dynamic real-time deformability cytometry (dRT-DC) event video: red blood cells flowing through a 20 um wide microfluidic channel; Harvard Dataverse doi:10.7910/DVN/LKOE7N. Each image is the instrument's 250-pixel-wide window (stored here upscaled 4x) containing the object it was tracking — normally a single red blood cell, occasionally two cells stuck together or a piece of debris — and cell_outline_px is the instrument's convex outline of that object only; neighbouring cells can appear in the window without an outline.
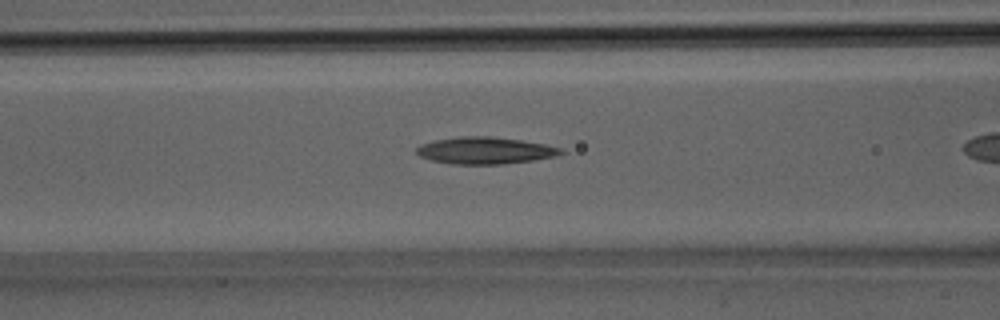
{"species": "Egyptian fruit bat (a non-hibernating species)", "species_latin": "Rousettus aegyptiacus", "temperature_condition": "room temperature", "stored_images_in_passage": 19, "camera_frame_rate_fps": 3000, "um_per_image_px": 0.085, "animal": {"sex": "male"}, "frame": {"image": 1, "passage_image": 6, "time_ms": 1.667, "image_size_px": [1000, 320], "cell_outline_px": [[568, 152], [552, 156], [532, 160], [504, 164], [452, 164], [432, 160], [420, 156], [416, 152], [416, 148], [420, 144], [436, 140], [460, 136], [492, 136], [520, 140], [544, 144], [564, 148]], "centroid_in_image_um": [41.25, 12.79], "position_along_channel_um": 125.4, "area_um2": 22.6}}
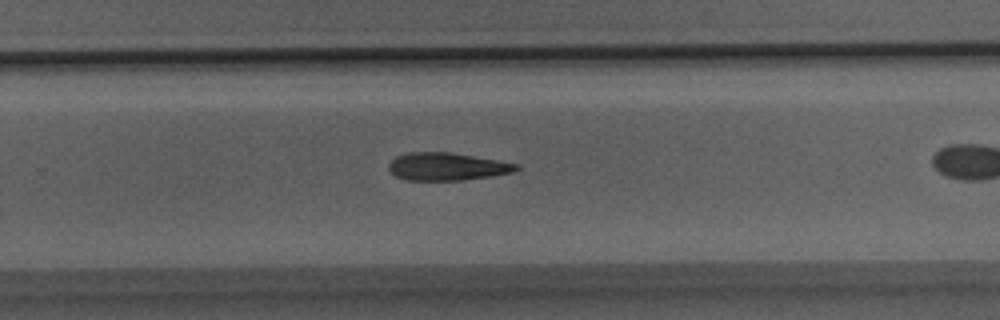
{"frame": {"image": 2, "passage_image": 14, "time_ms": 4.333, "image_size_px": [1000, 320], "cell_outline_px": [[520, 168], [512, 172], [492, 176], [460, 180], [404, 180], [388, 172], [388, 164], [396, 156], [408, 152], [448, 152], [520, 164]], "centroid_in_image_um": [37.95, 14.16], "position_along_channel_um": 291.9, "area_um2": 20.58}}
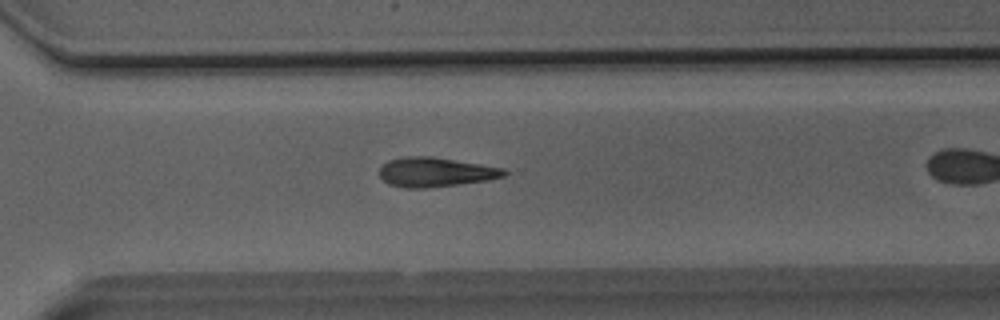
{"frame": {"image": 3, "passage_image": 16, "time_ms": 5.0, "image_size_px": [1000, 320], "cell_outline_px": [[512, 172], [504, 176], [488, 180], [428, 188], [404, 188], [388, 184], [380, 176], [380, 168], [388, 160], [404, 156], [432, 156], [504, 168]], "centroid_in_image_um": [37.04, 14.63], "position_along_channel_um": 333.6, "area_um2": 21.5}}